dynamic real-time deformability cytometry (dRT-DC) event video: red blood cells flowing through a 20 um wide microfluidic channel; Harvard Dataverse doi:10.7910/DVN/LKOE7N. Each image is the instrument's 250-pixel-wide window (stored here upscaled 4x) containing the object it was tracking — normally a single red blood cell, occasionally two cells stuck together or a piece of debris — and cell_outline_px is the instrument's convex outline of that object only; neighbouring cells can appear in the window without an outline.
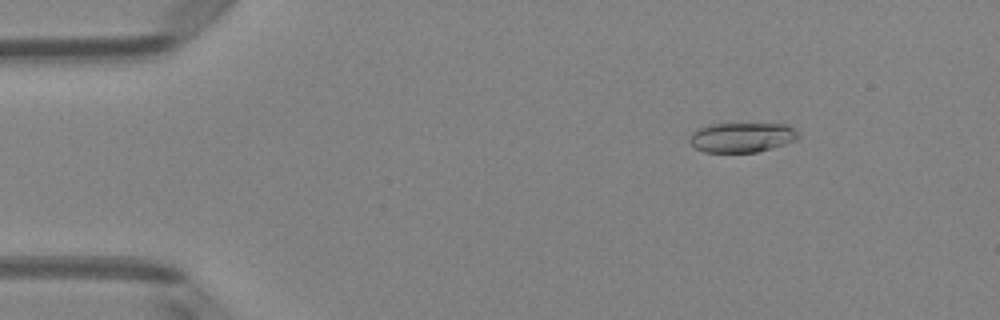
{"species": "Egyptian fruit bat (a non-hibernating species)", "species_latin": "Rousettus aegyptiacus", "temperature_condition": "room temperature", "stored_images_in_passage": 47, "camera_frame_rate_fps": 3000, "um_per_image_px": 0.085, "animal": {"sex": "female"}, "frame": {"image": 1, "passage_image": 3, "time_ms": 0.667, "image_size_px": [1000, 320], "cell_outline_px": [[800, 136], [796, 140], [772, 148], [756, 152], [704, 152], [696, 148], [688, 140], [692, 132], [696, 128], [708, 124], [788, 124]], "centroid_in_image_um": [63.02, 11.67], "position_along_channel_um": 22.0, "area_um2": 18.84}}
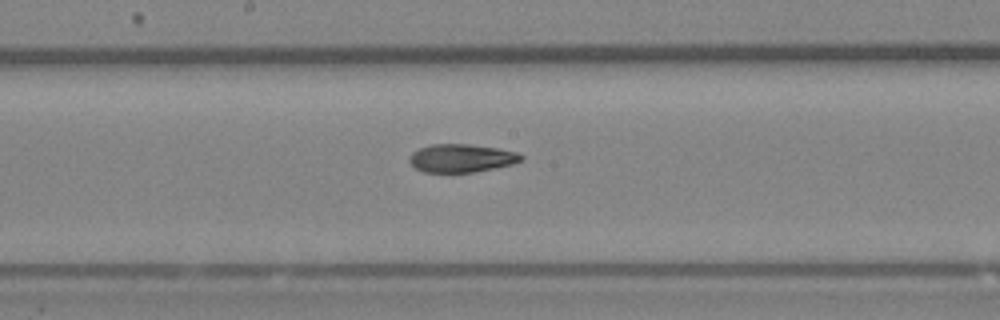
{"frame": {"image": 2, "passage_image": 23, "time_ms": 7.333, "image_size_px": [1000, 320], "cell_outline_px": [[524, 156], [520, 160], [512, 164], [476, 172], [424, 172], [416, 168], [408, 160], [412, 152], [420, 148], [432, 144], [468, 144], [496, 148], [520, 152]], "centroid_in_image_um": [39.23, 13.44], "position_along_channel_um": 209.0, "area_um2": 18.26}}
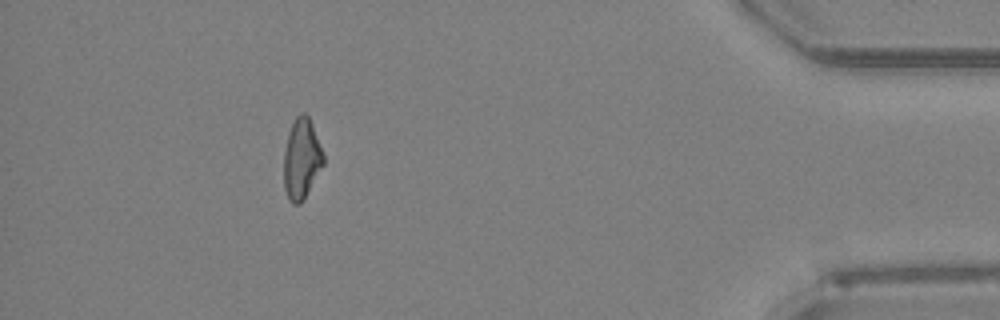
{"frame": {"image": 3, "passage_image": 42, "time_ms": 13.667, "image_size_px": [1000, 320], "cell_outline_px": [[324, 164], [304, 200], [300, 204], [292, 204], [288, 200], [284, 188], [284, 152], [288, 132], [296, 116], [300, 112], [304, 112], [308, 116], [312, 124], [324, 156]], "centroid_in_image_um": [25.62, 13.53], "position_along_channel_um": 409.6, "area_um2": 18.67}, "authors_computed_cell_mechanics": {"area_um2": 18.8428, "velocity_mm_per_s": 4.0257, "shape_relaxation_time_tau1_ms": 6.8457, "shape_relaxation_time_tau2_ms": 3.1782, "deformation_change_tau1": 0.1876, "deformation_change_tau2": 0.1069}}